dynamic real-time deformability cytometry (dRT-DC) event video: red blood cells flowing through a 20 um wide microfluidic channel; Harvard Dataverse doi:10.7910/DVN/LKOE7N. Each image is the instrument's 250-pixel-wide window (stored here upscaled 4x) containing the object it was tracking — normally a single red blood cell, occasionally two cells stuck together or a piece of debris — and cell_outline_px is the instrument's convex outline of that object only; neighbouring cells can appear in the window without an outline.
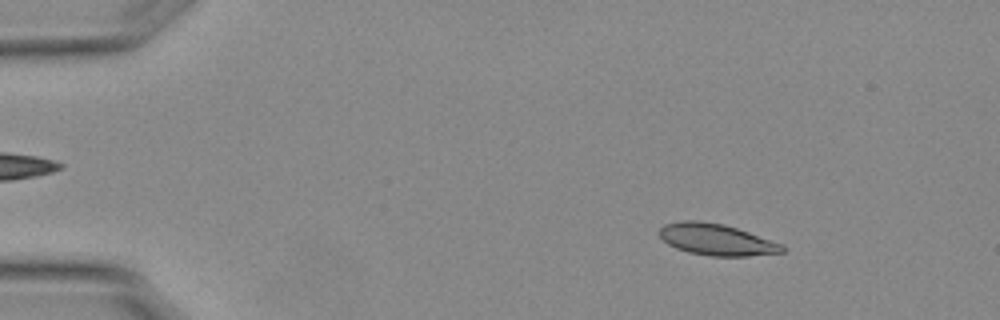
{"species": "Egyptian fruit bat (a non-hibernating species)", "species_latin": "Rousettus aegyptiacus", "temperature_condition": "warm", "stored_images_in_passage": 54, "camera_frame_rate_fps": 3000, "um_per_image_px": 0.085, "animal": {"sex": "female"}, "frame": {"image": 1, "passage_image": 7, "time_ms": 2.0, "image_size_px": [1000, 320], "cell_outline_px": [[784, 252], [748, 256], [712, 256], [688, 252], [676, 248], [668, 244], [656, 232], [664, 224], [684, 220], [700, 220], [724, 224], [784, 244]], "centroid_in_image_um": [60.88, 20.36], "position_along_channel_um": 24.1, "area_um2": 22.6}}
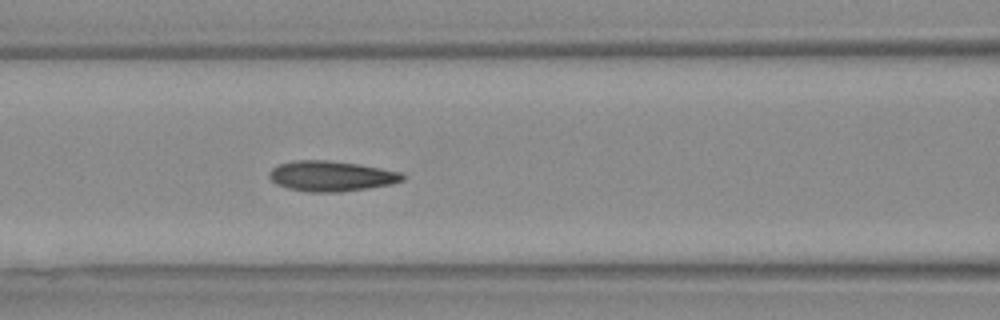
{"frame": {"image": 2, "passage_image": 23, "time_ms": 7.333, "image_size_px": [1000, 320], "cell_outline_px": [[404, 180], [392, 184], [368, 188], [340, 192], [308, 192], [288, 188], [276, 184], [268, 176], [268, 172], [276, 164], [296, 160], [324, 160], [356, 164], [380, 168], [400, 172], [404, 176]], "centroid_in_image_um": [28.11, 14.97], "position_along_channel_um": 138.5, "area_um2": 23.52}}
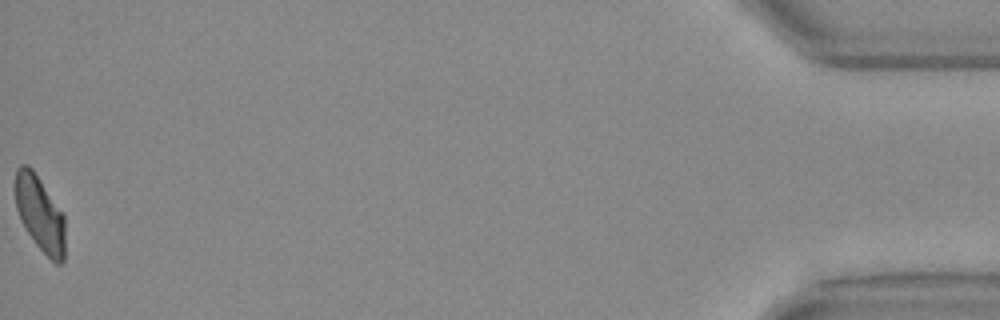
{"frame": {"image": 3, "passage_image": 54, "time_ms": 17.667, "image_size_px": [1000, 320], "cell_outline_px": [[64, 260], [60, 264], [56, 264], [36, 244], [24, 228], [16, 208], [16, 168], [20, 164], [28, 164], [32, 168], [64, 216]], "centroid_in_image_um": [3.38, 18.17], "position_along_channel_um": 431.8, "area_um2": 21.5}, "authors_computed_cell_mechanics": {"area_um2": 22.8888, "velocity_mm_per_s": 3.7641, "shape_relaxation_time_tau1_ms": 6.1422, "shape_relaxation_time_tau2_ms": 1.6871, "deformation_change_tau1": 0.1701, "deformation_change_tau2": 0.0725}}